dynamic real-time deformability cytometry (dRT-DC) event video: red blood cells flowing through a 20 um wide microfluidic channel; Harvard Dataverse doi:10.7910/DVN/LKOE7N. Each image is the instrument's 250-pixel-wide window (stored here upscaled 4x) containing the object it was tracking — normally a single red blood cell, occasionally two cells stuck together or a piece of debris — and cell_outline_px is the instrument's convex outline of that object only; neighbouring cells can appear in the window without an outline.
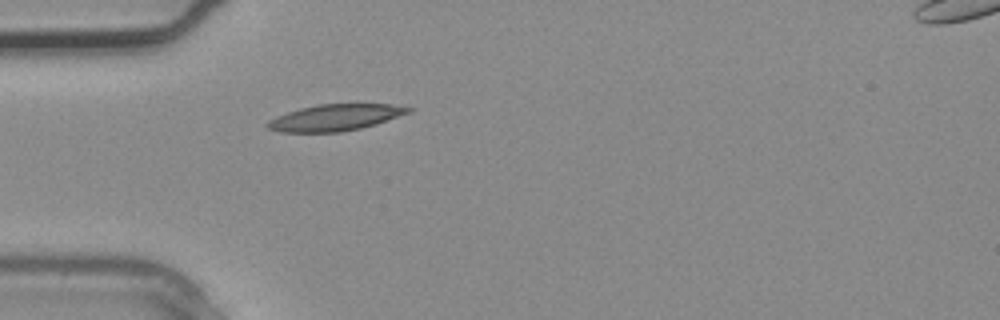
{"species": "common noctule bat (a hibernating species)", "species_latin": "Nyctalus noctula", "temperature_condition": "warm", "stored_images_in_passage": 2, "camera_frame_rate_fps": 3000, "um_per_image_px": 0.085, "animal": {"sex": "male", "body_mass_g": 20.4}, "frame": {"image": 1, "passage_image": 2, "time_ms": 0.333, "image_size_px": [1000, 320], "cell_outline_px": [[412, 112], [376, 124], [360, 128], [340, 132], [280, 132], [268, 128], [264, 124], [268, 120], [276, 116], [300, 108], [320, 104], [392, 104], [412, 108]], "centroid_in_image_um": [28.49, 9.99], "position_along_channel_um": 56.5, "area_um2": 21.68}}